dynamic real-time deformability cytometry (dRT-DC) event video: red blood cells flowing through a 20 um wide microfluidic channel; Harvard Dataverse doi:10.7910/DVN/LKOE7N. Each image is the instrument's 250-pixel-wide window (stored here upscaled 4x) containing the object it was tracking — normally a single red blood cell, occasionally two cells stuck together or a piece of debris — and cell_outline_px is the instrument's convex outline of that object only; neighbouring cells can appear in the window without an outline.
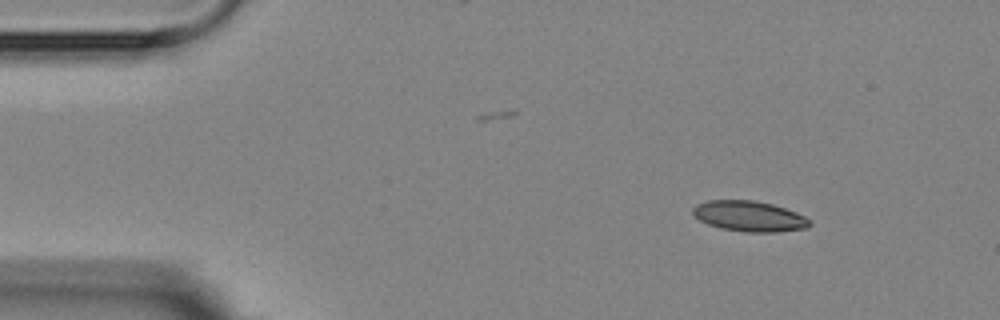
{"species": "Egyptian fruit bat (a non-hibernating species)", "species_latin": "Rousettus aegyptiacus", "temperature_condition": "room temperature", "stored_images_in_passage": 8, "camera_frame_rate_fps": 3000, "um_per_image_px": 0.085, "animal": {"sex": "female"}, "frame": {"image": 1, "passage_image": 1, "time_ms": 0.0, "image_size_px": [1000, 320], "cell_outline_px": [[812, 224], [808, 228], [776, 232], [744, 232], [720, 228], [708, 224], [700, 220], [692, 212], [692, 208], [696, 204], [708, 200], [756, 200], [772, 204], [796, 212], [812, 220]], "centroid_in_image_um": [63.71, 18.38], "position_along_channel_um": 21.3, "area_um2": 20.92}}
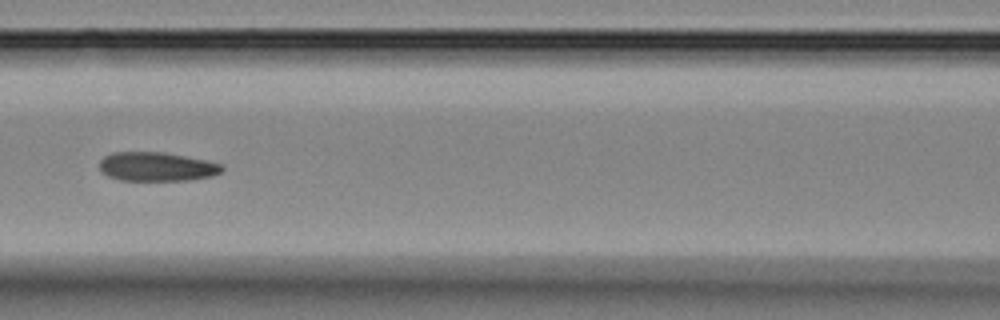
{"frame": {"image": 2, "passage_image": 5, "time_ms": 5.667, "image_size_px": [1000, 320], "cell_outline_px": [[224, 168], [220, 172], [212, 176], [188, 180], [120, 180], [108, 176], [100, 168], [100, 160], [104, 156], [112, 152], [164, 152], [204, 160], [220, 164]], "centroid_in_image_um": [13.3, 14.16], "position_along_channel_um": 153.3, "area_um2": 20.46}}
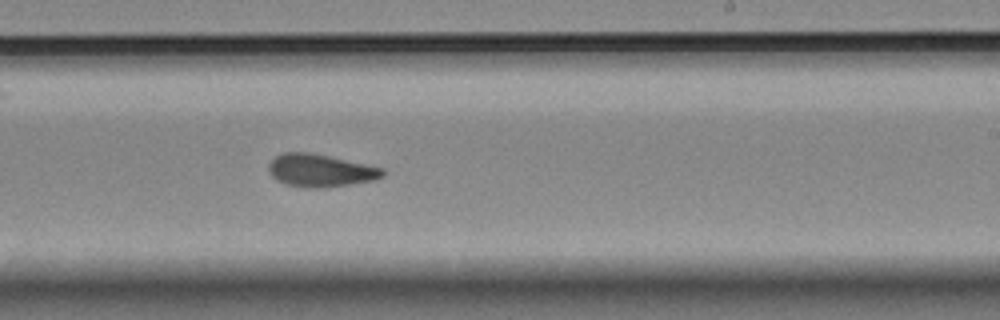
{"frame": {"image": 3, "passage_image": 8, "time_ms": 8.667, "image_size_px": [1000, 320], "cell_outline_px": [[384, 176], [372, 180], [348, 184], [320, 188], [312, 188], [288, 184], [276, 180], [272, 176], [268, 168], [268, 164], [280, 152], [308, 152], [328, 156], [384, 168]], "centroid_in_image_um": [27.2, 14.48], "position_along_channel_um": 261.8, "area_um2": 21.39}}